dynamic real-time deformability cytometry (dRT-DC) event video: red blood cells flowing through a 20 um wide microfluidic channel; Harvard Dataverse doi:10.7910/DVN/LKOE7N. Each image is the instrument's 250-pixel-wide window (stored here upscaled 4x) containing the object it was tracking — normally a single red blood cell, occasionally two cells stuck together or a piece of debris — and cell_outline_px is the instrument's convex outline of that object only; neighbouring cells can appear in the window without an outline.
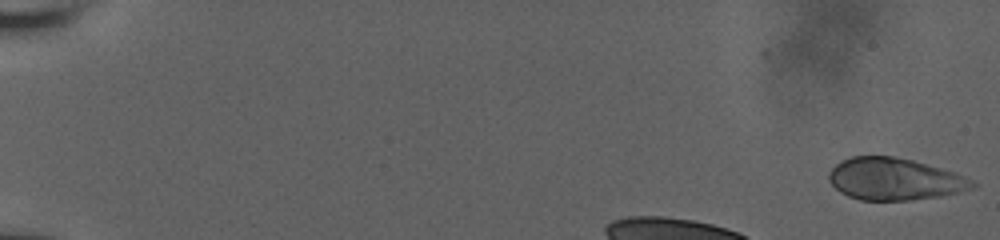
{"species": "human", "species_latin": "Homo sapiens", "temperature_condition": "room temperature", "stored_images_in_passage": 39, "camera_frame_rate_fps": 3000, "um_per_image_px": 0.085, "donor": {"sex": "male"}, "frame": {"image": 1, "passage_image": 1, "time_ms": 0.0, "image_size_px": [1000, 240], "cell_outline_px": [[976, 184], [972, 188], [960, 192], [940, 196], [912, 200], [860, 200], [848, 196], [840, 192], [828, 180], [828, 172], [840, 160], [852, 156], [892, 156], [912, 160], [956, 172], [972, 180]], "centroid_in_image_um": [76.01, 15.22], "position_along_channel_um": 9.0, "area_um2": 35.2}}
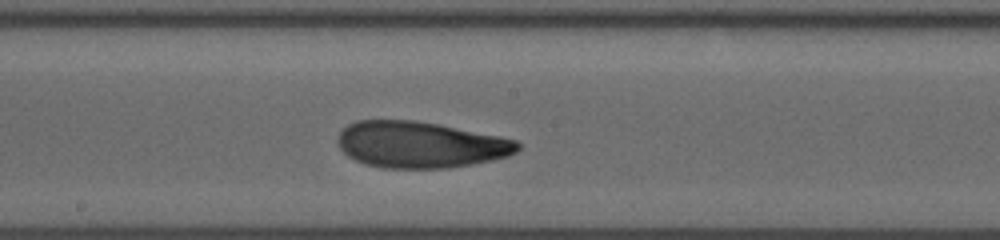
{"frame": {"image": 2, "passage_image": 24, "time_ms": 7.667, "image_size_px": [1000, 240], "cell_outline_px": [[520, 148], [516, 152], [508, 156], [472, 164], [448, 168], [384, 168], [364, 164], [348, 156], [340, 148], [336, 140], [340, 132], [348, 124], [356, 120], [416, 120], [500, 136], [516, 140], [520, 144]], "centroid_in_image_um": [35.7, 12.29], "position_along_channel_um": 212.5, "area_um2": 48.61}}
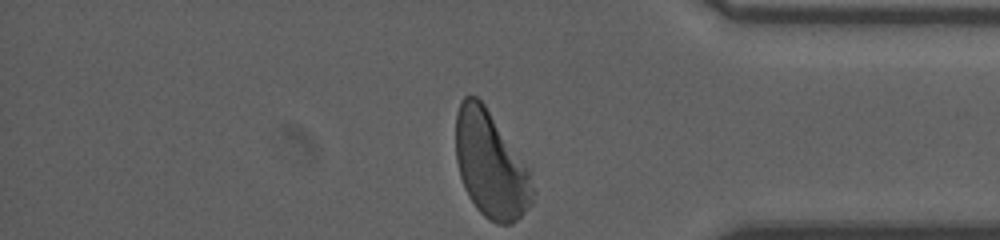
{"frame": {"image": 3, "passage_image": 39, "time_ms": 12.667, "image_size_px": [1000, 240], "cell_outline_px": [[536, 192], [532, 204], [512, 224], [496, 224], [488, 220], [476, 208], [468, 196], [464, 188], [460, 176], [456, 160], [456, 112], [460, 100], [464, 96], [476, 96], [484, 104], [528, 168]], "centroid_in_image_um": [41.7, 14.04], "position_along_channel_um": 393.5, "area_um2": 47.63}, "authors_computed_cell_mechanics": {"area_um2": 47.974, "velocity_mm_per_s": 3.9087, "shape_relaxation_time_tau1_ms": 4.0607, "shape_relaxation_time_tau2_ms": 1.7453, "deformation_change_tau1": 0.1789, "deformation_change_tau2": 0.0867}}